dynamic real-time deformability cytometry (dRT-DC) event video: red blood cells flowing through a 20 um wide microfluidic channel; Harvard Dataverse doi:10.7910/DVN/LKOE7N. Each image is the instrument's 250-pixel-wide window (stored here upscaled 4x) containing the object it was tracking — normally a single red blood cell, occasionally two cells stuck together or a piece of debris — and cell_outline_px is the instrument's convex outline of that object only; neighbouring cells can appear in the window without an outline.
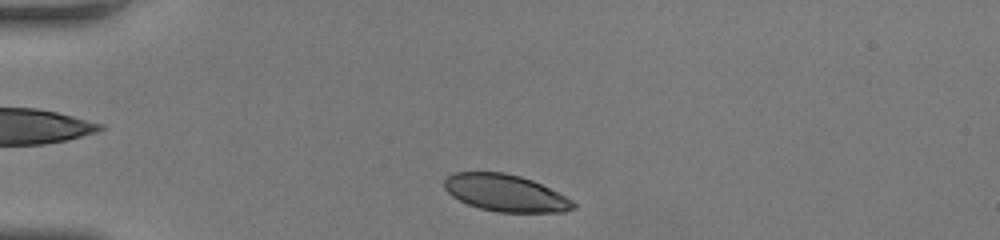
{"species": "human", "species_latin": "Homo sapiens", "temperature_condition": "room temperature", "stored_images_in_passage": 33, "camera_frame_rate_fps": 3000, "um_per_image_px": 0.085, "donor": {"sex": "female"}, "frame": {"image": 1, "passage_image": 2, "time_ms": 0.333, "image_size_px": [1000, 240], "cell_outline_px": [[576, 208], [564, 212], [496, 212], [480, 208], [468, 204], [452, 196], [444, 188], [444, 180], [448, 176], [456, 172], [504, 172], [520, 176], [532, 180], [572, 200], [576, 204]], "centroid_in_image_um": [42.95, 16.41], "position_along_channel_um": 42.0, "area_um2": 27.57}}
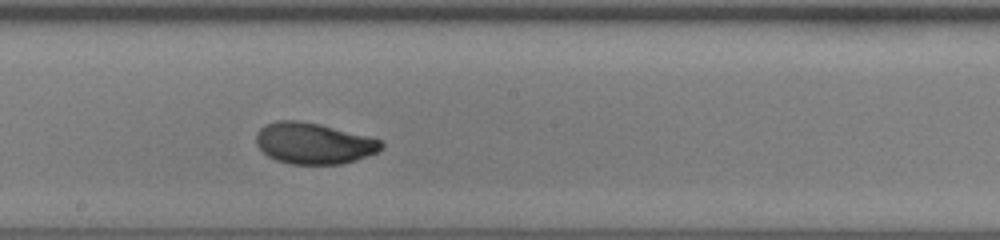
{"frame": {"image": 2, "passage_image": 18, "time_ms": 5.667, "image_size_px": [1000, 240], "cell_outline_px": [[384, 148], [376, 152], [356, 160], [340, 164], [288, 164], [276, 160], [268, 156], [256, 144], [256, 132], [264, 124], [276, 120], [296, 120], [320, 124], [368, 136], [380, 140], [384, 144]], "centroid_in_image_um": [26.64, 12.18], "position_along_channel_um": 221.6, "area_um2": 30.11}}
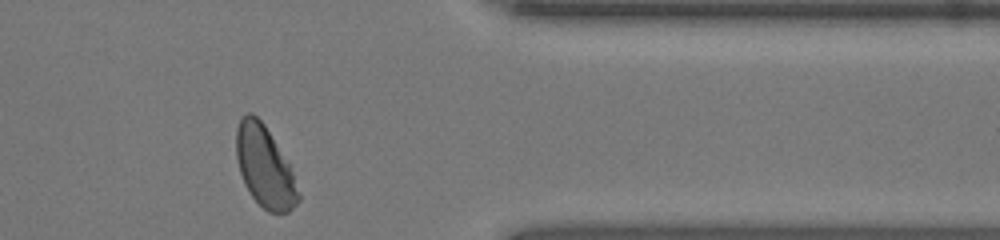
{"frame": {"image": 3, "passage_image": 31, "time_ms": 10.0, "image_size_px": [1000, 240], "cell_outline_px": [[300, 200], [288, 212], [268, 212], [252, 196], [244, 184], [240, 172], [236, 156], [236, 128], [240, 120], [248, 112], [252, 112], [264, 124], [288, 164], [292, 172], [300, 196]], "centroid_in_image_um": [22.48, 14.18], "position_along_channel_um": 388.9, "area_um2": 28.73}, "authors_computed_cell_mechanics": {"area_um2": 29.9982, "velocity_mm_per_s": 4.1436, "shape_relaxation_time_tau1_ms": 3.531, "shape_relaxation_time_tau2_ms": null, "deformation_change_tau1": 0.1377, "deformation_change_tau2": null}}